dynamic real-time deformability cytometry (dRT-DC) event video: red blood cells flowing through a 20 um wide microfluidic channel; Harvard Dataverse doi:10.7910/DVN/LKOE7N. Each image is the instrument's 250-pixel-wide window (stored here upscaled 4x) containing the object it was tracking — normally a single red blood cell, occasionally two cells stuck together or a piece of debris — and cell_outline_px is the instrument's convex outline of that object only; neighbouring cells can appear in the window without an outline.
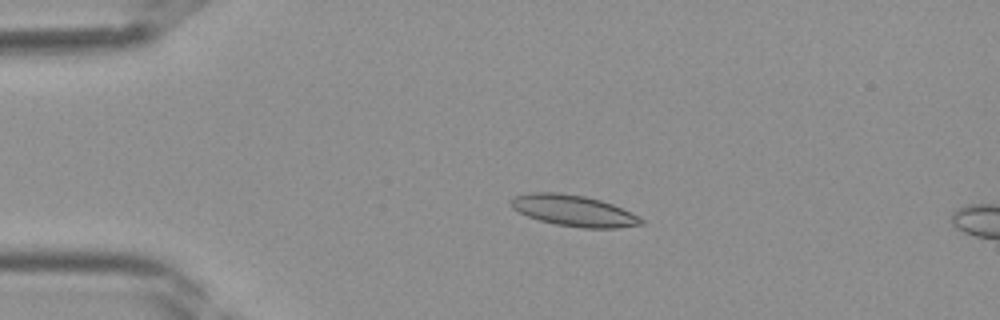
{"species": "Egyptian fruit bat (a non-hibernating species)", "species_latin": "Rousettus aegyptiacus", "temperature_condition": "room temperature", "stored_images_in_passage": 12, "camera_frame_rate_fps": 3000, "um_per_image_px": 0.085, "frame": {"image": 1, "passage_image": 9, "time_ms": 2.667, "image_size_px": [1000, 320], "cell_outline_px": [[644, 224], [616, 228], [580, 228], [556, 224], [540, 220], [528, 216], [512, 208], [512, 196], [528, 192], [556, 192], [584, 196], [600, 200], [612, 204], [644, 220]], "centroid_in_image_um": [48.73, 17.9], "position_along_channel_um": 36.3, "area_um2": 23.35}}